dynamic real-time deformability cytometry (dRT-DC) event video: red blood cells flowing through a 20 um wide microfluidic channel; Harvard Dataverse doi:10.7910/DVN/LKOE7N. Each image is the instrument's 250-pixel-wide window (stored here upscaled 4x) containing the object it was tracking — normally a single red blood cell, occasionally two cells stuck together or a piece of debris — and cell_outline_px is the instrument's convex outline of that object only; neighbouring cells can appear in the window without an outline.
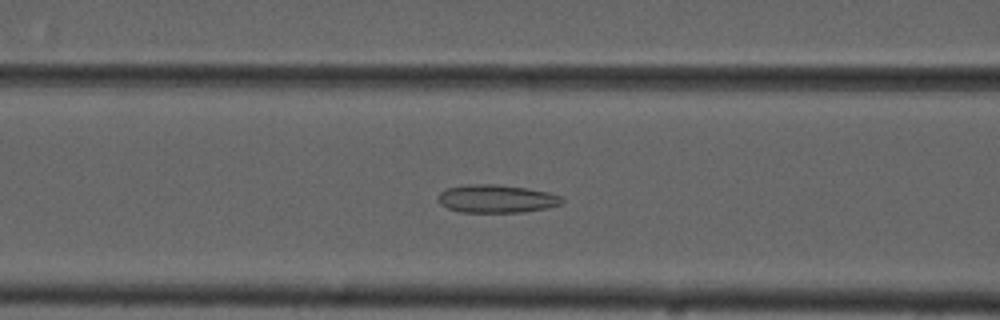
{"species": "common noctule bat (a hibernating species)", "species_latin": "Nyctalus noctula", "temperature_condition": "cold", "stored_images_in_passage": 55, "camera_frame_rate_fps": 3000, "um_per_image_px": 0.085, "animal": {"sex": "male", "forearm_length_mm": 52.5}, "frame": {"image": 1, "passage_image": 23, "time_ms": 7.333, "image_size_px": [1000, 320], "cell_outline_px": [[564, 200], [560, 204], [544, 208], [520, 212], [460, 212], [448, 208], [440, 204], [436, 200], [436, 196], [440, 192], [448, 188], [468, 184], [496, 184], [528, 188], [548, 192], [560, 196]], "centroid_in_image_um": [42.14, 16.88], "position_along_channel_um": 124.5, "area_um2": 20.23}}
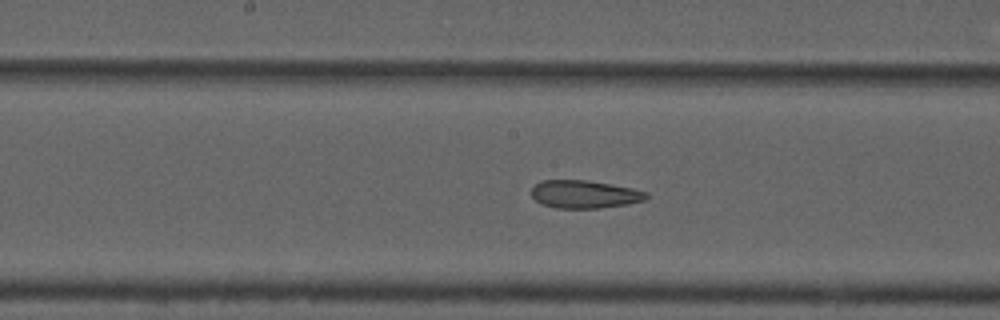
{"frame": {"image": 2, "passage_image": 29, "time_ms": 9.333, "image_size_px": [1000, 320], "cell_outline_px": [[648, 196], [644, 200], [628, 204], [600, 208], [556, 208], [540, 204], [532, 196], [532, 188], [540, 180], [584, 180], [632, 188], [648, 192]], "centroid_in_image_um": [49.66, 16.52], "position_along_channel_um": 198.5, "area_um2": 18.61}}
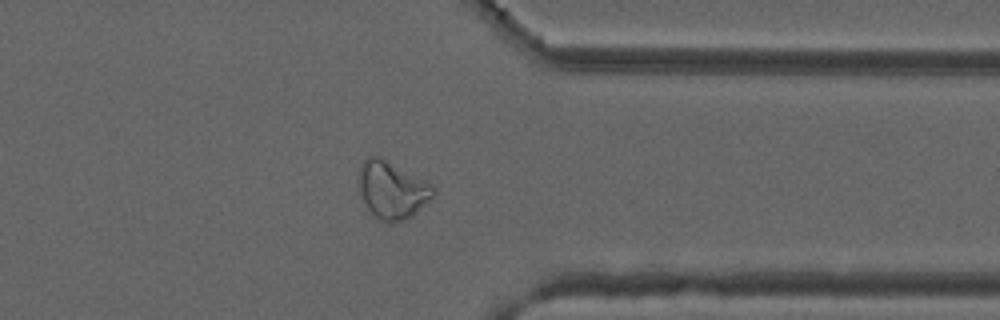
{"frame": {"image": 3, "passage_image": 44, "time_ms": 14.333, "image_size_px": [1000, 320], "cell_outline_px": [[436, 192], [412, 216], [404, 220], [392, 224], [384, 224], [368, 208], [360, 192], [356, 180], [360, 164], [368, 156], [380, 156], [432, 184], [436, 188]], "centroid_in_image_um": [33.29, 16.14], "position_along_channel_um": 378.1, "area_um2": 25.09}, "authors_computed_cell_mechanics": {"area_um2": 23.5824, "velocity_mm_per_s": 3.7001, "shape_relaxation_time_tau1_ms": null, "shape_relaxation_time_tau2_ms": 2.5759, "deformation_change_tau1": null, "deformation_change_tau2": 0.0942}}